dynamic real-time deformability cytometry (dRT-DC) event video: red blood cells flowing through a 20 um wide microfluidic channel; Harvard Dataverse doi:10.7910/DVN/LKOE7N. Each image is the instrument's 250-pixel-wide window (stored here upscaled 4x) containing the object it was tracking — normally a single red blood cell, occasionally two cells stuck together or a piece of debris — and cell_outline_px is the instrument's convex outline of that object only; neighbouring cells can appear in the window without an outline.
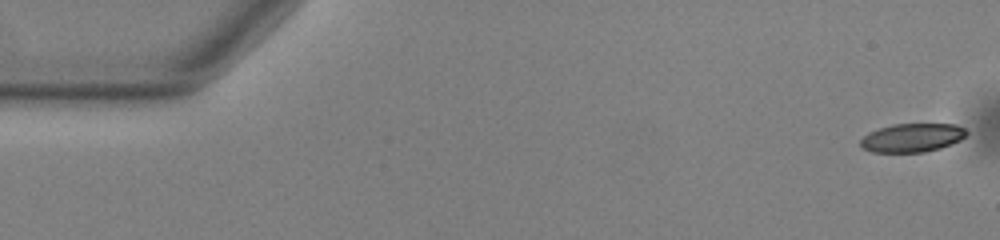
{"species": "common noctule bat (a hibernating species)", "species_latin": "Nyctalus noctula", "temperature_condition": "warm", "stored_images_in_passage": 22, "camera_frame_rate_fps": 3000, "um_per_image_px": 0.085, "animal": {"sex": "male", "body_mass_g": 13.0, "forearm_length_mm": 53.1}, "frame": {"image": 1, "passage_image": 1, "time_ms": 0.0, "image_size_px": [1000, 240], "cell_outline_px": [[968, 132], [960, 140], [952, 144], [940, 148], [924, 152], [872, 152], [864, 148], [860, 144], [860, 140], [868, 132], [892, 124], [956, 124], [964, 128]], "centroid_in_image_um": [77.54, 11.7], "position_along_channel_um": 7.5, "area_um2": 17.63}}
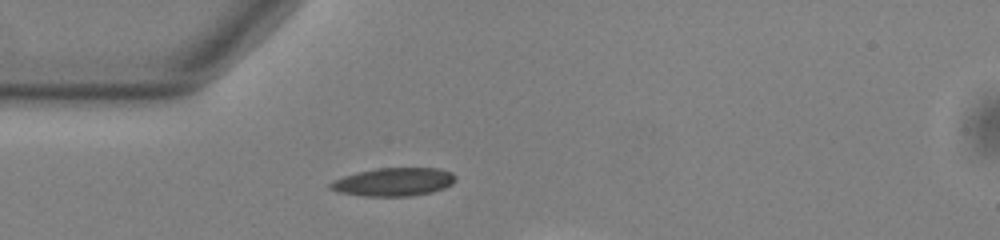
{"frame": {"image": 2, "passage_image": 15, "time_ms": 4.667, "image_size_px": [1000, 240], "cell_outline_px": [[456, 180], [452, 184], [444, 188], [432, 192], [412, 196], [360, 196], [336, 192], [328, 188], [328, 184], [332, 180], [344, 176], [376, 168], [436, 168], [452, 172], [456, 176]], "centroid_in_image_um": [33.44, 15.47], "position_along_channel_um": 51.6, "area_um2": 20.81}}
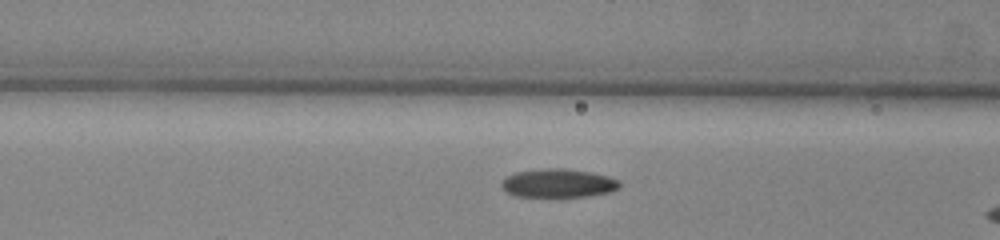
{"frame": {"image": 3, "passage_image": 21, "time_ms": 6.667, "image_size_px": [1000, 240], "cell_outline_px": [[620, 188], [612, 192], [588, 196], [560, 200], [516, 196], [508, 192], [500, 184], [508, 176], [516, 172], [548, 168], [564, 168], [592, 172], [608, 176], [620, 180]], "centroid_in_image_um": [47.51, 15.62], "position_along_channel_um": 119.1, "area_um2": 20.58}}